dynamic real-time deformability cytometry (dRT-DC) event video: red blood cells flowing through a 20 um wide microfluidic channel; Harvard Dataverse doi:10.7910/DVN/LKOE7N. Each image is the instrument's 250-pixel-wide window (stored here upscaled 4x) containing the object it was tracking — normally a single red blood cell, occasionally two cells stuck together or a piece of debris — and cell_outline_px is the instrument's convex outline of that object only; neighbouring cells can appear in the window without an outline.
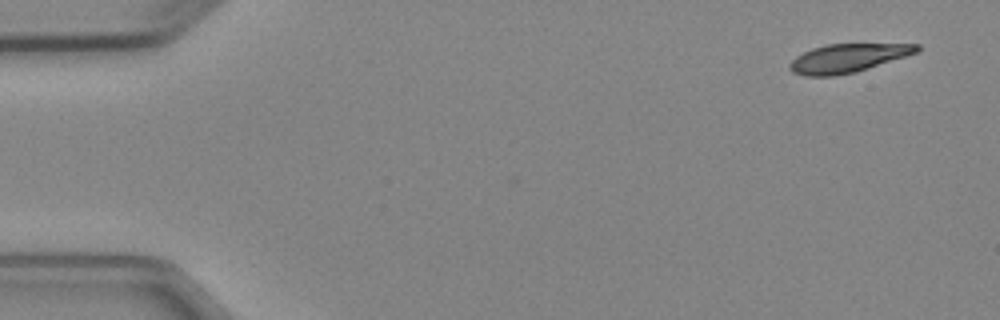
{"species": "Egyptian fruit bat (a non-hibernating species)", "species_latin": "Rousettus aegyptiacus", "temperature_condition": "cold", "stored_images_in_passage": 2, "camera_frame_rate_fps": 3000, "um_per_image_px": 0.085, "animal": {"sex": "female"}, "frame": {"image": 1, "passage_image": 2, "time_ms": 1.0, "image_size_px": [1000, 320], "cell_outline_px": [[920, 52], [856, 72], [832, 76], [804, 76], [792, 72], [788, 68], [788, 64], [796, 56], [812, 48], [828, 44], [920, 44]], "centroid_in_image_um": [72.06, 4.94], "position_along_channel_um": 12.9, "area_um2": 21.27}}